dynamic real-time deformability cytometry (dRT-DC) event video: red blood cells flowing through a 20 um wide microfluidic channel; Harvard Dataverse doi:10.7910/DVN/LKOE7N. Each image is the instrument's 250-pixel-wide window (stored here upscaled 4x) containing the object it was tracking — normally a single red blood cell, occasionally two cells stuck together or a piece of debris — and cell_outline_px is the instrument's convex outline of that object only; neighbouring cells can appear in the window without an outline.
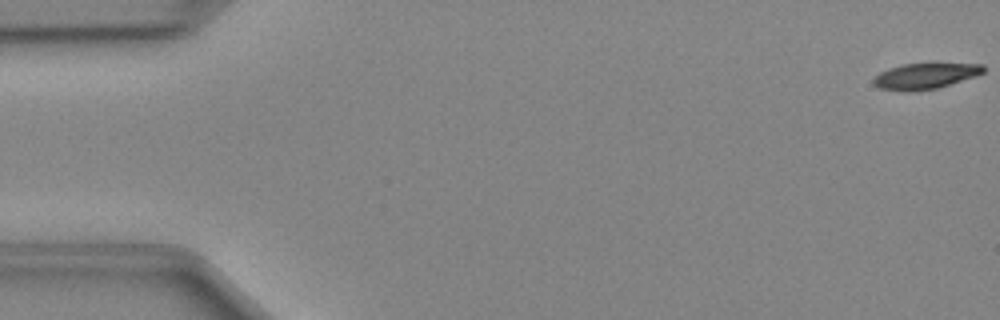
{"species": "Egyptian fruit bat (a non-hibernating species)", "species_latin": "Rousettus aegyptiacus", "temperature_condition": "cold", "stored_images_in_passage": 49, "camera_frame_rate_fps": 3000, "um_per_image_px": 0.085, "animal": {"sex": "female"}, "frame": {"image": 1, "passage_image": 1, "time_ms": 0.0, "image_size_px": [1000, 320], "cell_outline_px": [[984, 72], [976, 76], [936, 88], [880, 88], [872, 84], [872, 80], [880, 72], [888, 68], [904, 64], [984, 64]], "centroid_in_image_um": [78.68, 6.41], "position_along_channel_um": 6.3, "area_um2": 15.49}}
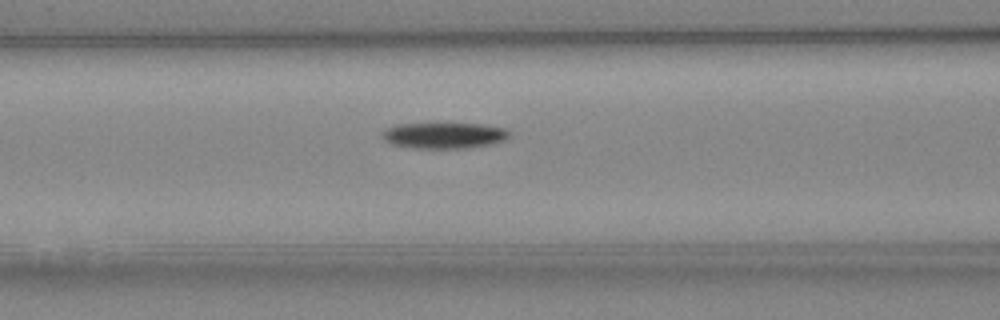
{"frame": {"image": 2, "passage_image": 20, "time_ms": 6.333, "image_size_px": [1000, 320], "cell_outline_px": [[512, 136], [504, 140], [492, 144], [468, 148], [412, 148], [392, 144], [384, 140], [384, 132], [388, 128], [400, 124], [484, 124], [508, 128], [512, 132]], "centroid_in_image_um": [37.87, 11.52], "position_along_channel_um": 128.7, "area_um2": 19.25}}
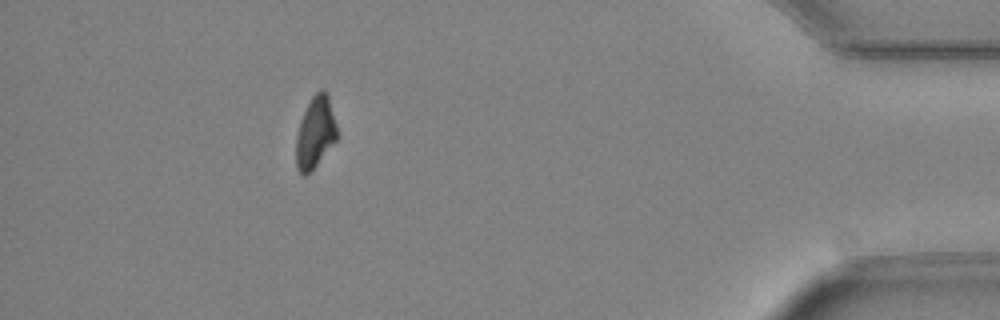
{"frame": {"image": 3, "passage_image": 44, "time_ms": 14.333, "image_size_px": [1000, 320], "cell_outline_px": [[336, 140], [316, 164], [304, 176], [296, 168], [296, 136], [300, 120], [312, 96], [320, 88], [324, 88], [328, 92], [336, 124]], "centroid_in_image_um": [26.79, 11.2], "position_along_channel_um": 408.4, "area_um2": 16.88}}